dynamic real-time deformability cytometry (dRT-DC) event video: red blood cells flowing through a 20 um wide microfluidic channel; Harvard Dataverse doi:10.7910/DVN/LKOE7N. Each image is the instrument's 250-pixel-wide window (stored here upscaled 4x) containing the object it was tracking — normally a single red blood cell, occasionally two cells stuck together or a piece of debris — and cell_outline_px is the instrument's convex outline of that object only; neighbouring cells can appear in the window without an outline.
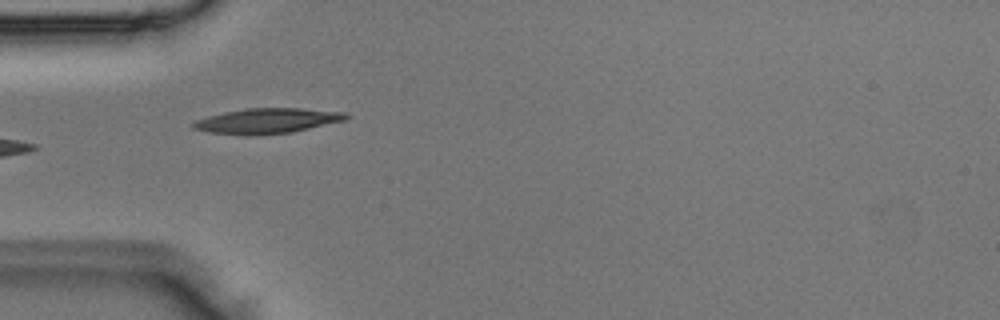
{"species": "Egyptian fruit bat (a non-hibernating species)", "species_latin": "Rousettus aegyptiacus", "temperature_condition": "room temperature", "stored_images_in_passage": 4, "camera_frame_rate_fps": 3000, "um_per_image_px": 0.085, "animal": {"sex": "male"}, "frame": {"image": 1, "passage_image": 2, "time_ms": 0.333, "image_size_px": [1000, 320], "cell_outline_px": [[352, 116], [344, 120], [292, 132], [252, 136], [248, 136], [208, 132], [192, 128], [192, 124], [196, 120], [228, 112], [248, 108], [300, 108], [348, 112]], "centroid_in_image_um": [22.77, 10.28], "position_along_channel_um": 62.2, "area_um2": 22.31}}
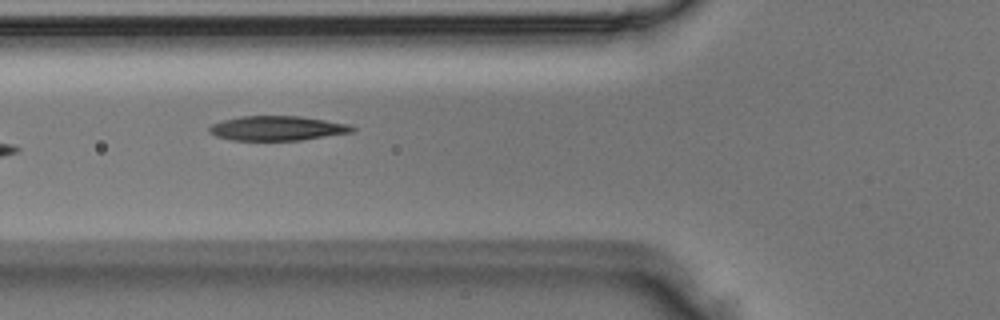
{"frame": {"image": 2, "passage_image": 3, "time_ms": 0.667, "image_size_px": [1000, 320], "cell_outline_px": [[356, 128], [352, 132], [300, 140], [232, 140], [216, 136], [208, 132], [208, 128], [212, 124], [224, 120], [240, 116], [300, 116], [348, 124]], "centroid_in_image_um": [23.53, 10.9], "position_along_channel_um": 102.3, "area_um2": 20.29}}
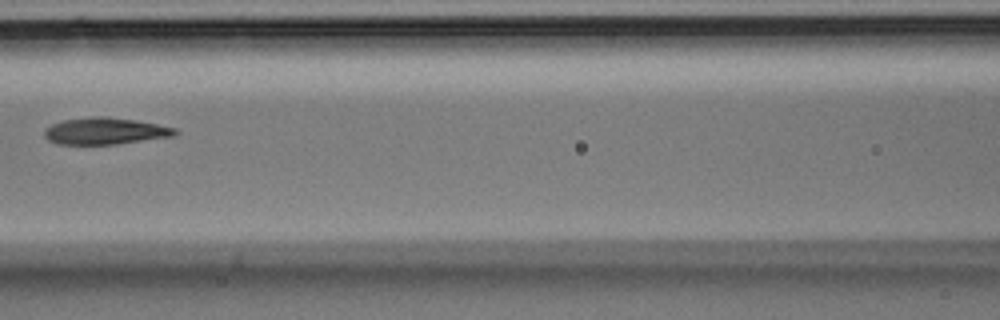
{"frame": {"image": 3, "passage_image": 4, "time_ms": 1.0, "image_size_px": [1000, 320], "cell_outline_px": [[180, 132], [172, 136], [116, 144], [56, 144], [48, 140], [44, 136], [44, 128], [52, 124], [64, 120], [96, 116], [104, 116], [132, 120], [156, 124], [176, 128]], "centroid_in_image_um": [8.9, 11.14], "position_along_channel_um": 157.7, "area_um2": 20.17}}